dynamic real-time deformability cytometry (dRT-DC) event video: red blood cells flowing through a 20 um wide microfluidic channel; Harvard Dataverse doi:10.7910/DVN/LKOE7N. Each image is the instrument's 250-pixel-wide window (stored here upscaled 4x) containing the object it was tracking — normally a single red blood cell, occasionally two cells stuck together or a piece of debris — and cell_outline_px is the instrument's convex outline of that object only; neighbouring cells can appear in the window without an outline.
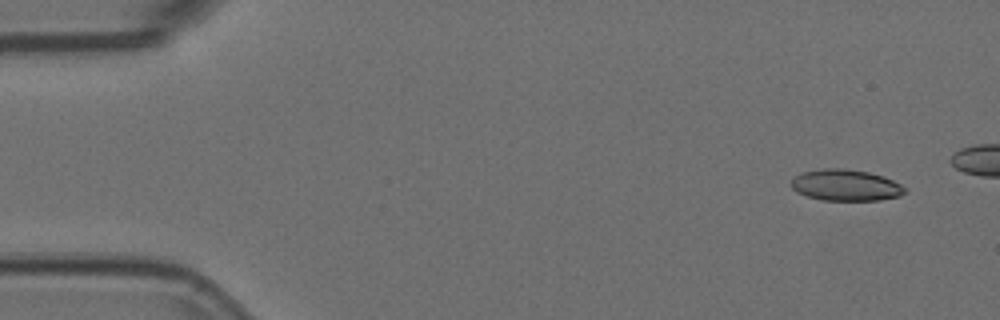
{"species": "Egyptian fruit bat (a non-hibernating species)", "species_latin": "Rousettus aegyptiacus", "temperature_condition": "room temperature", "stored_images_in_passage": 10, "camera_frame_rate_fps": 3000, "um_per_image_px": 0.085, "animal": {"sex": "female"}, "frame": {"image": 1, "passage_image": 1, "time_ms": 0.0, "image_size_px": [1000, 320], "cell_outline_px": [[908, 188], [900, 196], [880, 200], [824, 200], [808, 196], [796, 192], [788, 184], [800, 172], [824, 168], [844, 168], [868, 172], [884, 176]], "centroid_in_image_um": [71.87, 15.73], "position_along_channel_um": 13.1, "area_um2": 20.87}}